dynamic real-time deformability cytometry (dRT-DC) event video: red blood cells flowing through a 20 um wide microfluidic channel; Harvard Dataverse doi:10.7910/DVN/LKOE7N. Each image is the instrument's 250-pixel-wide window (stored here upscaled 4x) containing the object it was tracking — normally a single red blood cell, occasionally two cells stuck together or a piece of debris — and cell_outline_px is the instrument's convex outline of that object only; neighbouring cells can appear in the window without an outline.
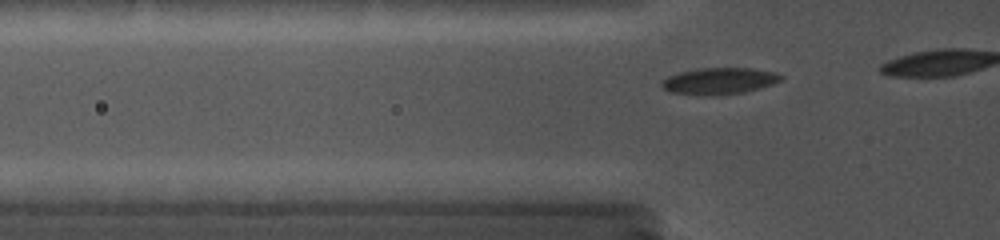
{"species": "common noctule bat (a hibernating species)", "species_latin": "Nyctalus noctula", "temperature_condition": "cold", "stored_images_in_passage": 7, "camera_frame_rate_fps": 5000, "um_per_image_px": 0.085, "animal": {"sex": "female", "body_mass_g": 19.0, "forearm_length_mm": 56.7}, "frame": {"image": 1, "passage_image": 3, "time_ms": 0.8, "image_size_px": [1000, 240], "cell_outline_px": [[784, 76], [780, 80], [772, 84], [760, 88], [744, 92], [712, 96], [700, 96], [672, 92], [664, 88], [660, 84], [660, 80], [668, 76], [680, 72], [696, 68], [752, 68], [772, 72]], "centroid_in_image_um": [61.09, 6.89], "position_along_channel_um": 64.7, "area_um2": 18.55}}